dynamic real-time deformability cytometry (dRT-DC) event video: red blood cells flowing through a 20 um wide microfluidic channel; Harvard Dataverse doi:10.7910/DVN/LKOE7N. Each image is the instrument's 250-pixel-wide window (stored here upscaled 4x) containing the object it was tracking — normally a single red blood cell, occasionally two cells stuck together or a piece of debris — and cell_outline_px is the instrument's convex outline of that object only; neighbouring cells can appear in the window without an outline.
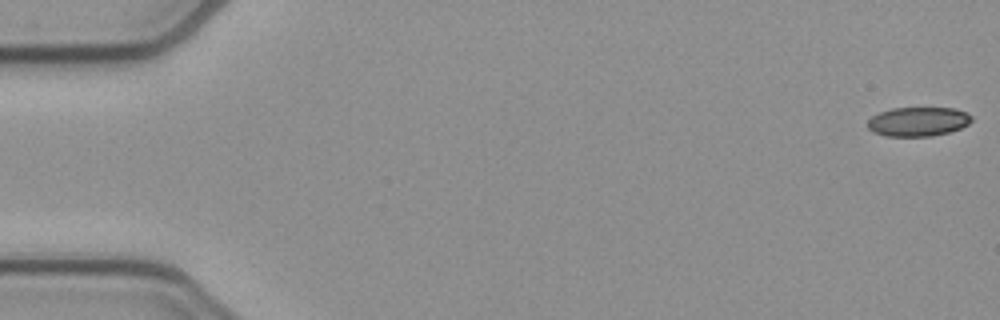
{"species": "common noctule bat (a hibernating species)", "species_latin": "Nyctalus noctula", "temperature_condition": "cold", "stored_images_in_passage": 11, "camera_frame_rate_fps": 3000, "um_per_image_px": 0.085, "animal": {"sex": "female", "body_mass_g": 21.9}, "frame": {"image": 1, "passage_image": 1, "time_ms": 0.0, "image_size_px": [1000, 320], "cell_outline_px": [[972, 120], [968, 124], [960, 128], [948, 132], [932, 136], [884, 136], [872, 132], [868, 128], [868, 120], [872, 116], [880, 112], [892, 108], [956, 108], [968, 112], [972, 116]], "centroid_in_image_um": [78.04, 10.33], "position_along_channel_um": 7.0, "area_um2": 17.8}}